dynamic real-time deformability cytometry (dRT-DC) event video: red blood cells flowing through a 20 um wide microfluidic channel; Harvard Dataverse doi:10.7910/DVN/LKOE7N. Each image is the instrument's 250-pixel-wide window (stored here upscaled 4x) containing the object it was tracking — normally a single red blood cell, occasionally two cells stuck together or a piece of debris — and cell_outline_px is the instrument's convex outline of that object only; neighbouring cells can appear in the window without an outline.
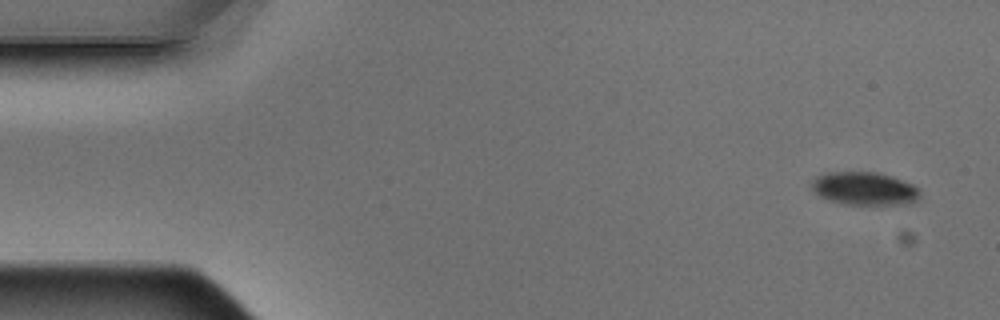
{"species": "Egyptian fruit bat (a non-hibernating species)", "species_latin": "Rousettus aegyptiacus", "temperature_condition": "warm", "stored_images_in_passage": 6, "camera_frame_rate_fps": 3000, "um_per_image_px": 0.085, "animal": {"sex": "male"}, "frame": {"image": 1, "passage_image": 1, "time_ms": 0.0, "image_size_px": [1000, 320], "cell_outline_px": [[920, 200], [912, 204], [840, 204], [828, 200], [820, 196], [812, 188], [812, 180], [816, 176], [828, 172], [876, 172], [892, 176], [912, 184], [920, 188]], "centroid_in_image_um": [73.52, 16.03], "position_along_channel_um": 11.5, "area_um2": 21.1}}
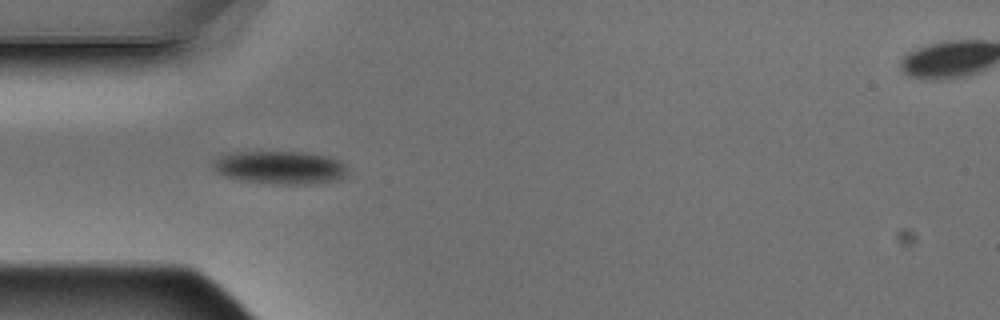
{"frame": {"image": 2, "passage_image": 5, "time_ms": 1.333, "image_size_px": [1000, 320], "cell_outline_px": [[344, 176], [340, 180], [308, 184], [272, 184], [244, 180], [224, 176], [216, 172], [212, 168], [212, 164], [220, 156], [228, 152], [312, 152], [328, 156], [340, 160], [344, 164]], "centroid_in_image_um": [23.8, 14.23], "position_along_channel_um": 61.2, "area_um2": 26.01}}
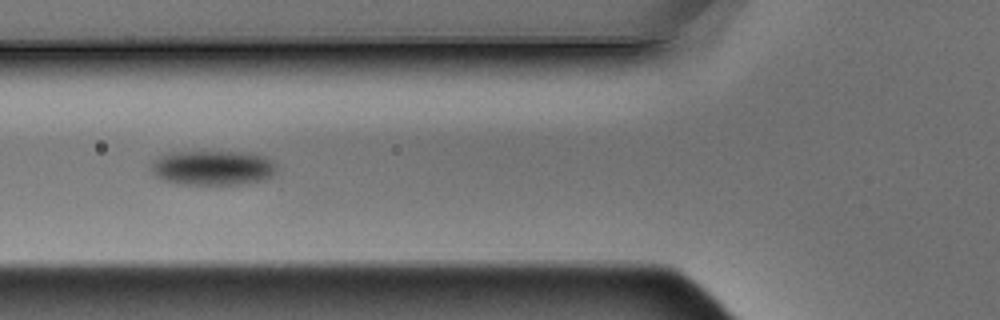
{"frame": {"image": 3, "passage_image": 6, "time_ms": 1.667, "image_size_px": [1000, 320], "cell_outline_px": [[276, 168], [272, 176], [264, 180], [240, 184], [180, 184], [164, 180], [156, 176], [152, 168], [152, 164], [160, 156], [172, 152], [252, 152], [264, 156], [272, 160], [276, 164]], "centroid_in_image_um": [18.15, 14.26], "position_along_channel_um": 107.7, "area_um2": 25.26}}